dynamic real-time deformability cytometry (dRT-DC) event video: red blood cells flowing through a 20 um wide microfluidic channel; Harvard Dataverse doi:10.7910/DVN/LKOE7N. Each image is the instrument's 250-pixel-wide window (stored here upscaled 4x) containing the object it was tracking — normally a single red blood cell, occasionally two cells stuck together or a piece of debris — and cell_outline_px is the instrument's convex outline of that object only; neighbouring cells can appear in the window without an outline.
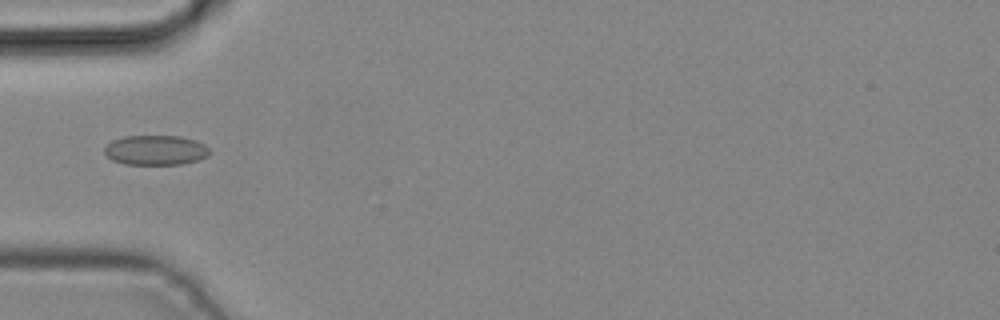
{"species": "common noctule bat (a hibernating species)", "species_latin": "Nyctalus noctula", "temperature_condition": "cold", "stored_images_in_passage": 2, "camera_frame_rate_fps": 3000, "um_per_image_px": 0.085, "animal": {"sex": "male", "body_mass_g": 19.2, "forearm_length_mm": 51.8}, "frame": {"image": 1, "passage_image": 2, "time_ms": 0.333, "image_size_px": [1000, 320], "cell_outline_px": [[212, 152], [208, 156], [184, 164], [124, 164], [112, 160], [104, 152], [104, 148], [112, 140], [124, 136], [180, 136], [196, 140], [204, 144]], "centroid_in_image_um": [13.24, 12.76], "position_along_channel_um": 71.8, "area_um2": 18.32}}